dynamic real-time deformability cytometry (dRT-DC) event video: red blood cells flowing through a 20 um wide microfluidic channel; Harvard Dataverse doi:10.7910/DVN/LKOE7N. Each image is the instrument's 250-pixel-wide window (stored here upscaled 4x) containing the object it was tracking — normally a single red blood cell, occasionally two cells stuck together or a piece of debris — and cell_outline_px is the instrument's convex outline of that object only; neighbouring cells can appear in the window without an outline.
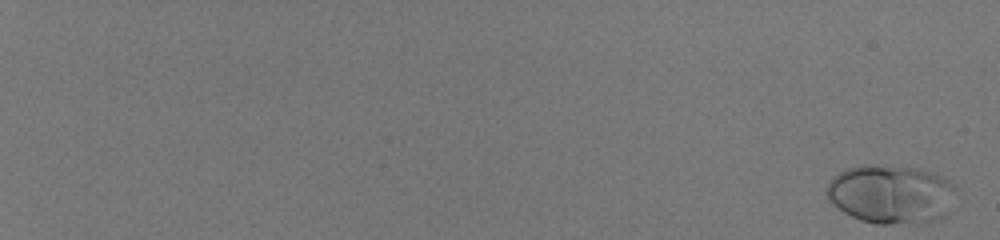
{"species": "human", "species_latin": "Homo sapiens", "temperature_condition": "room temperature", "stored_images_in_passage": 59, "camera_frame_rate_fps": 3000, "um_per_image_px": 0.085, "donor": {"sex": "male"}, "frame": {"image": 1, "passage_image": 2, "time_ms": 0.333, "image_size_px": [1000, 240], "cell_outline_px": [[952, 188], [944, 216], [932, 220], [888, 224], [876, 224], [860, 220], [844, 212], [832, 204], [828, 200], [824, 192], [832, 176], [848, 168], [916, 168], [932, 172], [948, 180], [952, 184]], "centroid_in_image_um": [75.62, 16.54], "position_along_channel_um": 9.4, "area_um2": 42.43}}
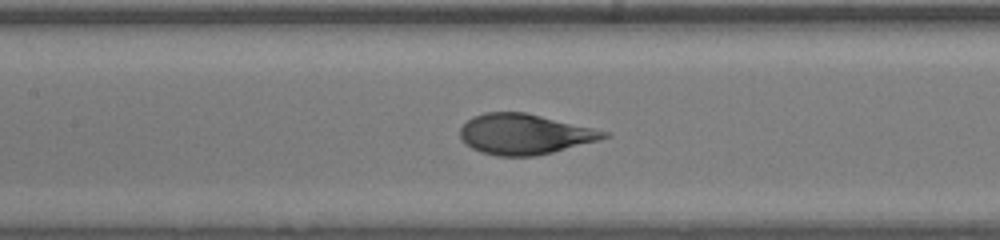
{"frame": {"image": 2, "passage_image": 35, "time_ms": 11.333, "image_size_px": [1000, 240], "cell_outline_px": [[612, 136], [600, 140], [536, 156], [496, 156], [480, 152], [472, 148], [460, 136], [460, 128], [472, 116], [484, 112], [524, 112], [592, 128], [608, 132]], "centroid_in_image_um": [44.58, 11.41], "position_along_channel_um": 162.8, "area_um2": 33.58}}
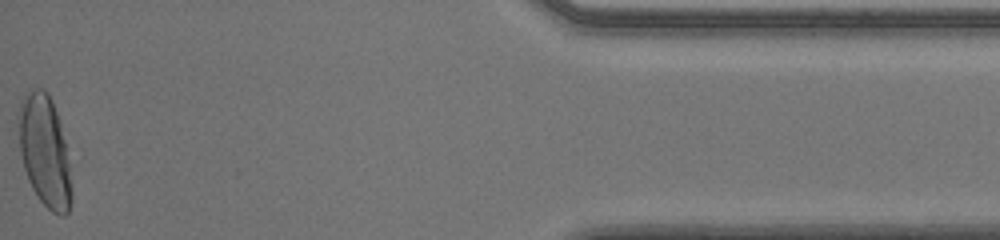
{"frame": {"image": 3, "passage_image": 59, "time_ms": 19.333, "image_size_px": [1000, 240], "cell_outline_px": [[72, 200], [68, 212], [64, 216], [60, 216], [52, 212], [40, 200], [32, 188], [28, 180], [24, 168], [20, 152], [20, 100], [32, 88], [44, 88], [48, 92], [52, 100], [60, 120], [68, 164], [72, 192]], "centroid_in_image_um": [3.81, 12.86], "position_along_channel_um": 431.4, "area_um2": 33.93}, "authors_computed_cell_mechanics": {"area_um2": 35.1424, "velocity_mm_per_s": 4.0401, "shape_relaxation_time_tau1_ms": 3.4101, "shape_relaxation_time_tau2_ms": null, "deformation_change_tau1": 0.2017, "deformation_change_tau2": null}}